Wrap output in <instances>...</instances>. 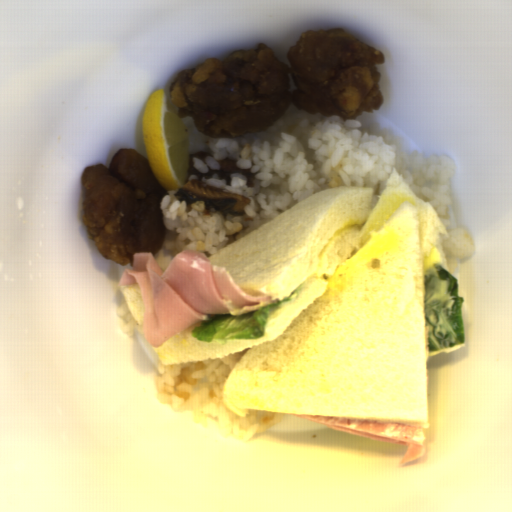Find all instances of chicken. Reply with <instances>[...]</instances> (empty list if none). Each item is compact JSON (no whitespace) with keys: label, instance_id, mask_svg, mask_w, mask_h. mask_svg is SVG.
<instances>
[{"label":"chicken","instance_id":"1","mask_svg":"<svg viewBox=\"0 0 512 512\" xmlns=\"http://www.w3.org/2000/svg\"><path fill=\"white\" fill-rule=\"evenodd\" d=\"M281 62L265 42L210 57L178 73L170 101L212 138L266 131L291 104L310 115L355 120L383 104V53L342 27L308 29Z\"/></svg>","mask_w":512,"mask_h":512},{"label":"chicken","instance_id":"2","mask_svg":"<svg viewBox=\"0 0 512 512\" xmlns=\"http://www.w3.org/2000/svg\"><path fill=\"white\" fill-rule=\"evenodd\" d=\"M82 221L87 237L105 259L133 265L135 252L160 251L166 239L160 202L166 194L148 158L122 147L104 164L81 173Z\"/></svg>","mask_w":512,"mask_h":512}]
</instances>
